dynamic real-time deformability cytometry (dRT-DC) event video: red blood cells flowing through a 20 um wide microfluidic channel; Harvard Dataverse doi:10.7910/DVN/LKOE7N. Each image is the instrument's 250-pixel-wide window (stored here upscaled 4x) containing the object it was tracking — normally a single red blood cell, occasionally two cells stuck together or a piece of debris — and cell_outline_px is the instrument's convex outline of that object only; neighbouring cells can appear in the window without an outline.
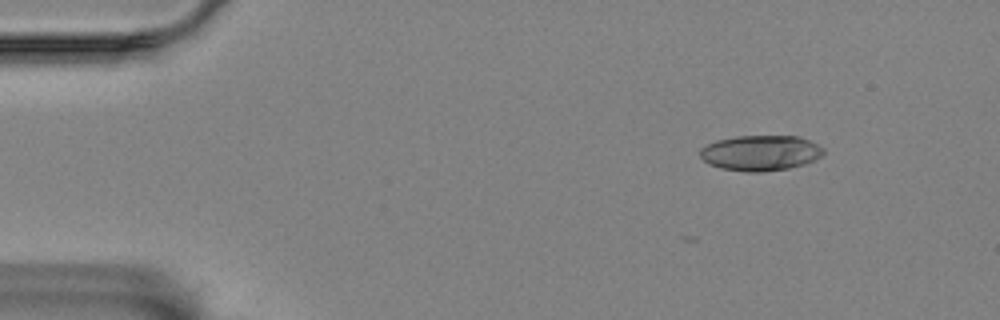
{"species": "Egyptian fruit bat (a non-hibernating species)", "species_latin": "Rousettus aegyptiacus", "temperature_condition": "room temperature", "stored_images_in_passage": 8, "camera_frame_rate_fps": 3000, "um_per_image_px": 0.085, "animal": {"sex": "female"}, "frame": {"image": 1, "passage_image": 1, "time_ms": 0.0, "image_size_px": [1000, 320], "cell_outline_px": [[824, 152], [816, 160], [804, 164], [788, 168], [760, 172], [748, 172], [720, 168], [708, 164], [700, 156], [700, 148], [716, 140], [736, 136], [796, 136], [808, 140], [824, 148]], "centroid_in_image_um": [64.62, 13.0], "position_along_channel_um": 20.4, "area_um2": 25.43}}